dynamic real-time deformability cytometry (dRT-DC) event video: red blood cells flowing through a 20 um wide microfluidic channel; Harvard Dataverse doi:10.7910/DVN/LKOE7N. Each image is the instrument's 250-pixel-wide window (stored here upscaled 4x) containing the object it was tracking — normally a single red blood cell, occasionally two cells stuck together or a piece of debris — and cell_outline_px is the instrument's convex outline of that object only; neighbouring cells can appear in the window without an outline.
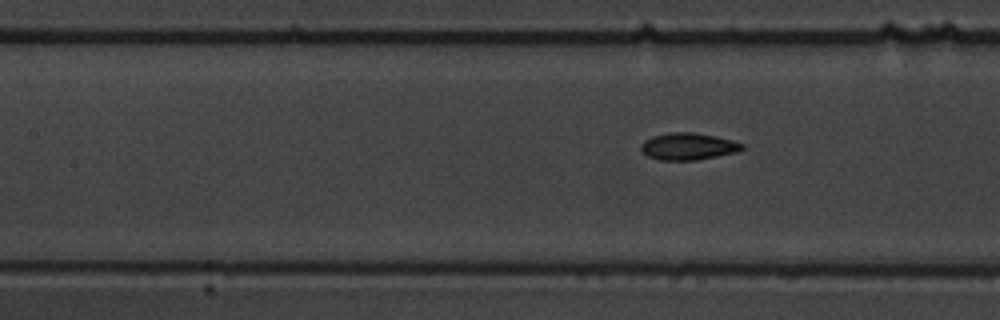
{"species": "common noctule bat (a hibernating species)", "species_latin": "Nyctalus noctula", "temperature_condition": "warm", "stored_images_in_passage": 8, "segment_of_instrument_passage": [2, 2], "camera_frame_rate_fps": 3000, "um_per_image_px": 0.085, "animal": {"sex": "male", "body_mass_g": 19.5, "forearm_length_mm": 54.6}, "frame": {"image": 1, "passage_image": 8, "time_ms": 9.333, "image_size_px": [1000, 320], "cell_outline_px": [[744, 148], [736, 152], [696, 160], [660, 160], [648, 156], [640, 148], [640, 144], [644, 140], [652, 136], [668, 132], [696, 132], [716, 136], [732, 140], [744, 144]], "centroid_in_image_um": [58.48, 12.43], "position_along_channel_um": 148.9, "area_um2": 15.95}}